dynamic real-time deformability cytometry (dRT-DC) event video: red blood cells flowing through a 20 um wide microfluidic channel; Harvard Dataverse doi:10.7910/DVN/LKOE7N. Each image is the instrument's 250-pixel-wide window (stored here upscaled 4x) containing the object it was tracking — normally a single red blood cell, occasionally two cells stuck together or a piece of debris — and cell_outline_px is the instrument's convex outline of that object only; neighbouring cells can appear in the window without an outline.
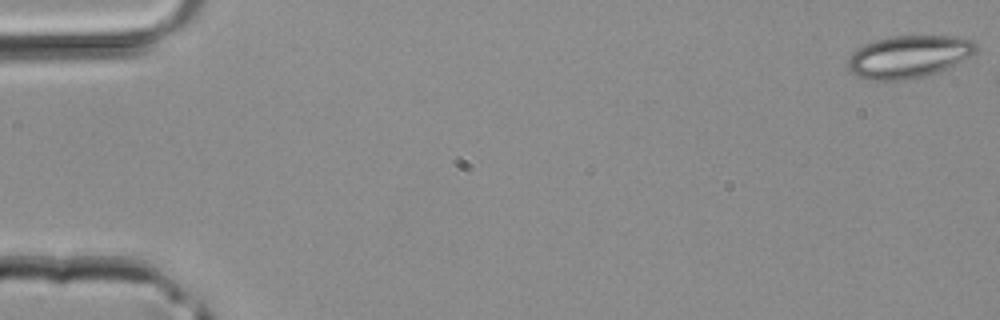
{"species": "common noctule bat (a hibernating species)", "species_latin": "Nyctalus noctula", "temperature_condition": "room temperature", "stored_images_in_passage": 7, "camera_frame_rate_fps": 3000, "um_per_image_px": 0.085, "animal": {"sex": "male", "body_mass_g": 20.4}, "frame": {"image": 1, "passage_image": 1, "time_ms": 0.0, "image_size_px": [1000, 320], "cell_outline_px": [[976, 52], [956, 64], [948, 68], [924, 76], [904, 80], [872, 80], [860, 76], [852, 72], [848, 68], [848, 60], [852, 52], [864, 44], [876, 40], [892, 36], [956, 36], [972, 40], [976, 44]], "centroid_in_image_um": [77.25, 4.81], "position_along_channel_um": 7.8, "area_um2": 31.44}}